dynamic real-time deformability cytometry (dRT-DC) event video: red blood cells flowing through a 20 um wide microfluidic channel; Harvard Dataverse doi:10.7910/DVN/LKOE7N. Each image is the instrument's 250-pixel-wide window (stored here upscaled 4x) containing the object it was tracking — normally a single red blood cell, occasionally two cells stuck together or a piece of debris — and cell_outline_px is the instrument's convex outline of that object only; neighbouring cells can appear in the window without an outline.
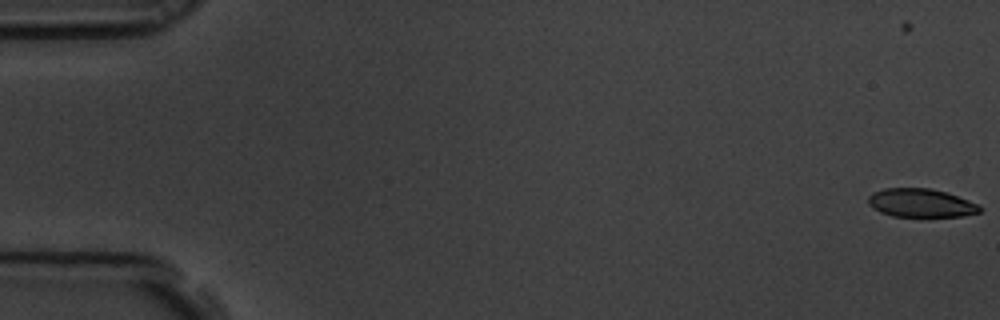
{"species": "common noctule bat (a hibernating species)", "species_latin": "Nyctalus noctula", "temperature_condition": "room temperature", "stored_images_in_passage": 6, "camera_frame_rate_fps": 3000, "um_per_image_px": 0.085, "animal": {"sex": "male", "body_mass_g": 19.5, "forearm_length_mm": 54.6}, "frame": {"image": 1, "passage_image": 1, "time_ms": 0.0, "image_size_px": [1000, 320], "cell_outline_px": [[980, 212], [964, 216], [892, 216], [880, 212], [872, 208], [868, 204], [868, 196], [872, 192], [884, 188], [928, 188], [948, 192], [968, 200], [976, 204], [980, 208]], "centroid_in_image_um": [78.23, 17.24], "position_along_channel_um": 6.8, "area_um2": 18.5}}
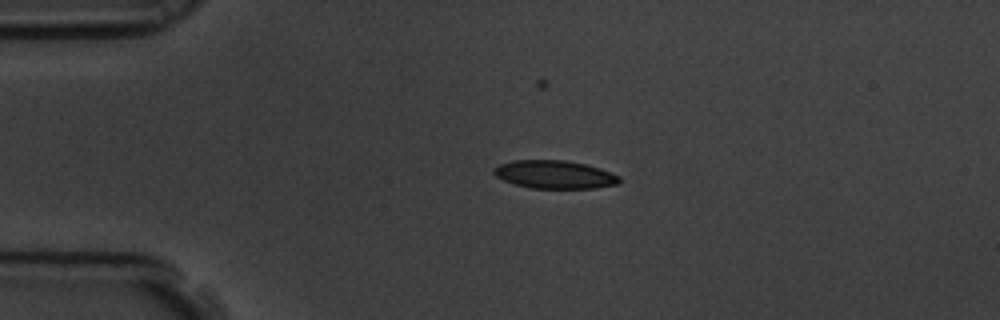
{"frame": {"image": 2, "passage_image": 5, "time_ms": 1.333, "image_size_px": [1000, 320], "cell_outline_px": [[620, 180], [616, 184], [596, 188], [532, 188], [516, 184], [504, 180], [496, 176], [492, 172], [492, 168], [500, 164], [512, 160], [564, 160], [584, 164], [600, 168], [620, 176]], "centroid_in_image_um": [47.12, 14.83], "position_along_channel_um": 37.9, "area_um2": 20.46}}